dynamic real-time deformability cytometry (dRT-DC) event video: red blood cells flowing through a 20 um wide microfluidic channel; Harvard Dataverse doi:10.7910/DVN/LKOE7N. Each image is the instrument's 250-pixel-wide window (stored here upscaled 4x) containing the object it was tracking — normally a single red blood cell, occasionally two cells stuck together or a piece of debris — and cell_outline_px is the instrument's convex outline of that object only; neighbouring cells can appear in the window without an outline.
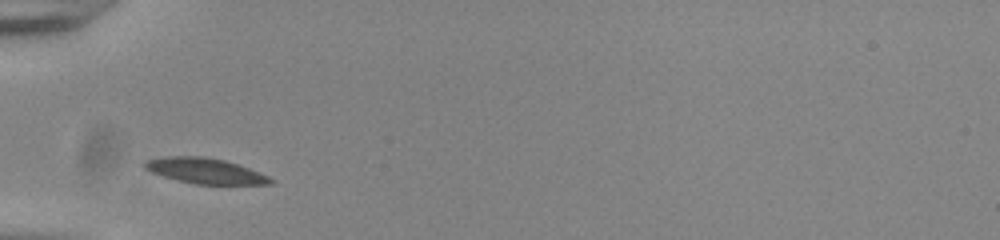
{"species": "common noctule bat (a hibernating species)", "species_latin": "Nyctalus noctula", "temperature_condition": "room temperature", "stored_images_in_passage": 28, "camera_frame_rate_fps": 3000, "um_per_image_px": 0.085, "animal": {"sex": "male", "body_mass_g": 20.0, "forearm_length_mm": 53.3}, "frame": {"image": 1, "passage_image": 1, "time_ms": 0.0, "image_size_px": [1000, 240], "cell_outline_px": [[276, 180], [272, 184], [196, 184], [164, 176], [152, 172], [144, 168], [144, 160], [168, 156], [204, 156], [224, 160], [260, 172]], "centroid_in_image_um": [17.46, 14.52], "position_along_channel_um": 67.5, "area_um2": 18.5}}
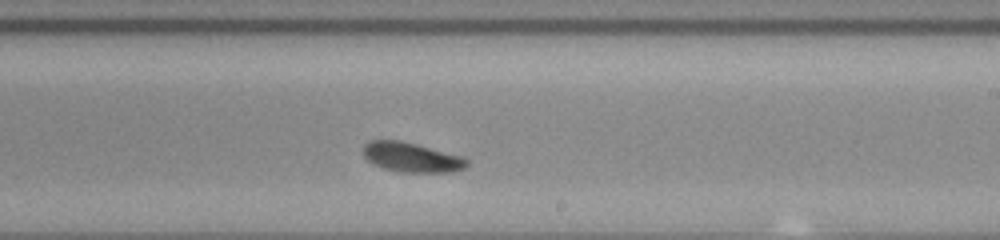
{"frame": {"image": 2, "passage_image": 16, "time_ms": 5.0, "image_size_px": [1000, 240], "cell_outline_px": [[468, 164], [464, 168], [452, 172], [400, 172], [384, 168], [368, 160], [364, 156], [364, 144], [368, 140], [400, 140], [464, 156], [468, 160]], "centroid_in_image_um": [35.01, 13.36], "position_along_channel_um": 254.0, "area_um2": 17.86}}
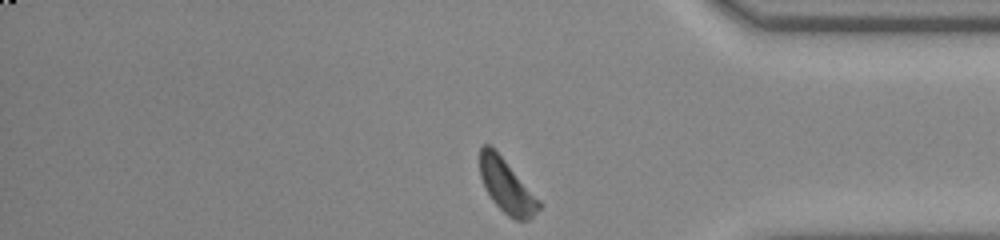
{"frame": {"image": 3, "passage_image": 28, "time_ms": 9.0, "image_size_px": [1000, 240], "cell_outline_px": [[544, 204], [528, 220], [516, 220], [508, 216], [492, 200], [480, 176], [480, 144], [488, 144], [504, 160]], "centroid_in_image_um": [43.08, 15.84], "position_along_channel_um": 392.1, "area_um2": 18.03}, "authors_computed_cell_mechanics": {"area_um2": 18.4093, "velocity_mm_per_s": 3.8006, "shape_relaxation_time_tau1_ms": 1.6465, "shape_relaxation_time_tau2_ms": null, "deformation_change_tau1": 0.0946, "deformation_change_tau2": null}}